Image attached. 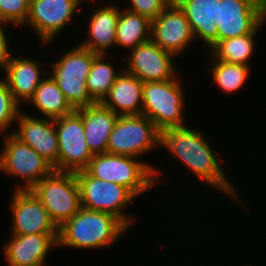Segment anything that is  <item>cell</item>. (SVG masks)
Here are the masks:
<instances>
[{
	"mask_svg": "<svg viewBox=\"0 0 266 266\" xmlns=\"http://www.w3.org/2000/svg\"><path fill=\"white\" fill-rule=\"evenodd\" d=\"M82 2L84 0H31L25 25L29 23L27 26L39 35L43 46H47L69 25Z\"/></svg>",
	"mask_w": 266,
	"mask_h": 266,
	"instance_id": "cell-11",
	"label": "cell"
},
{
	"mask_svg": "<svg viewBox=\"0 0 266 266\" xmlns=\"http://www.w3.org/2000/svg\"><path fill=\"white\" fill-rule=\"evenodd\" d=\"M259 6L263 21L266 22V0H259Z\"/></svg>",
	"mask_w": 266,
	"mask_h": 266,
	"instance_id": "cell-32",
	"label": "cell"
},
{
	"mask_svg": "<svg viewBox=\"0 0 266 266\" xmlns=\"http://www.w3.org/2000/svg\"><path fill=\"white\" fill-rule=\"evenodd\" d=\"M85 171L92 177L126 187L136 197L161 183L156 167L130 156L95 154Z\"/></svg>",
	"mask_w": 266,
	"mask_h": 266,
	"instance_id": "cell-3",
	"label": "cell"
},
{
	"mask_svg": "<svg viewBox=\"0 0 266 266\" xmlns=\"http://www.w3.org/2000/svg\"><path fill=\"white\" fill-rule=\"evenodd\" d=\"M41 68L42 66L35 59L13 55L2 68L5 76L1 78L7 83L14 99L20 105L29 101L40 82L45 78Z\"/></svg>",
	"mask_w": 266,
	"mask_h": 266,
	"instance_id": "cell-18",
	"label": "cell"
},
{
	"mask_svg": "<svg viewBox=\"0 0 266 266\" xmlns=\"http://www.w3.org/2000/svg\"><path fill=\"white\" fill-rule=\"evenodd\" d=\"M121 70L101 104L119 116L142 115L143 82Z\"/></svg>",
	"mask_w": 266,
	"mask_h": 266,
	"instance_id": "cell-22",
	"label": "cell"
},
{
	"mask_svg": "<svg viewBox=\"0 0 266 266\" xmlns=\"http://www.w3.org/2000/svg\"><path fill=\"white\" fill-rule=\"evenodd\" d=\"M60 228L81 208L76 173L53 170L30 189Z\"/></svg>",
	"mask_w": 266,
	"mask_h": 266,
	"instance_id": "cell-5",
	"label": "cell"
},
{
	"mask_svg": "<svg viewBox=\"0 0 266 266\" xmlns=\"http://www.w3.org/2000/svg\"><path fill=\"white\" fill-rule=\"evenodd\" d=\"M183 126L161 132L160 147L179 159L183 165L209 187L217 188L234 201L241 202L236 186L228 181L216 150L203 132ZM190 128V129H189ZM203 133V134H202ZM208 140V141H207ZM215 151V152H214Z\"/></svg>",
	"mask_w": 266,
	"mask_h": 266,
	"instance_id": "cell-1",
	"label": "cell"
},
{
	"mask_svg": "<svg viewBox=\"0 0 266 266\" xmlns=\"http://www.w3.org/2000/svg\"><path fill=\"white\" fill-rule=\"evenodd\" d=\"M58 136V171L77 173L89 165L93 154L89 150L81 114L74 110L68 115L54 119Z\"/></svg>",
	"mask_w": 266,
	"mask_h": 266,
	"instance_id": "cell-10",
	"label": "cell"
},
{
	"mask_svg": "<svg viewBox=\"0 0 266 266\" xmlns=\"http://www.w3.org/2000/svg\"><path fill=\"white\" fill-rule=\"evenodd\" d=\"M21 105L14 99L7 83L0 79V131L3 133L15 125L21 112ZM15 122V124H14ZM0 132V134H2Z\"/></svg>",
	"mask_w": 266,
	"mask_h": 266,
	"instance_id": "cell-28",
	"label": "cell"
},
{
	"mask_svg": "<svg viewBox=\"0 0 266 266\" xmlns=\"http://www.w3.org/2000/svg\"><path fill=\"white\" fill-rule=\"evenodd\" d=\"M263 22L253 33L216 42L209 50L214 60L232 64L248 65L255 49V37L263 27Z\"/></svg>",
	"mask_w": 266,
	"mask_h": 266,
	"instance_id": "cell-25",
	"label": "cell"
},
{
	"mask_svg": "<svg viewBox=\"0 0 266 266\" xmlns=\"http://www.w3.org/2000/svg\"><path fill=\"white\" fill-rule=\"evenodd\" d=\"M16 123L18 129L9 133H13L23 143L35 149L58 171L59 147L54 119L35 118L21 111Z\"/></svg>",
	"mask_w": 266,
	"mask_h": 266,
	"instance_id": "cell-15",
	"label": "cell"
},
{
	"mask_svg": "<svg viewBox=\"0 0 266 266\" xmlns=\"http://www.w3.org/2000/svg\"><path fill=\"white\" fill-rule=\"evenodd\" d=\"M82 208L105 212L118 218L128 229L134 217L124 208L137 198L126 187L90 176L85 170L76 173Z\"/></svg>",
	"mask_w": 266,
	"mask_h": 266,
	"instance_id": "cell-7",
	"label": "cell"
},
{
	"mask_svg": "<svg viewBox=\"0 0 266 266\" xmlns=\"http://www.w3.org/2000/svg\"><path fill=\"white\" fill-rule=\"evenodd\" d=\"M152 21L129 10L120 9L116 25L115 47L134 49L151 37Z\"/></svg>",
	"mask_w": 266,
	"mask_h": 266,
	"instance_id": "cell-24",
	"label": "cell"
},
{
	"mask_svg": "<svg viewBox=\"0 0 266 266\" xmlns=\"http://www.w3.org/2000/svg\"><path fill=\"white\" fill-rule=\"evenodd\" d=\"M173 0H130L131 7L125 9L149 18H157Z\"/></svg>",
	"mask_w": 266,
	"mask_h": 266,
	"instance_id": "cell-30",
	"label": "cell"
},
{
	"mask_svg": "<svg viewBox=\"0 0 266 266\" xmlns=\"http://www.w3.org/2000/svg\"><path fill=\"white\" fill-rule=\"evenodd\" d=\"M82 116L87 146L93 155L107 153L109 136L119 115L101 103L76 109Z\"/></svg>",
	"mask_w": 266,
	"mask_h": 266,
	"instance_id": "cell-21",
	"label": "cell"
},
{
	"mask_svg": "<svg viewBox=\"0 0 266 266\" xmlns=\"http://www.w3.org/2000/svg\"><path fill=\"white\" fill-rule=\"evenodd\" d=\"M31 0H0V20L17 27L25 26Z\"/></svg>",
	"mask_w": 266,
	"mask_h": 266,
	"instance_id": "cell-29",
	"label": "cell"
},
{
	"mask_svg": "<svg viewBox=\"0 0 266 266\" xmlns=\"http://www.w3.org/2000/svg\"><path fill=\"white\" fill-rule=\"evenodd\" d=\"M45 77L36 88L27 103H32L44 118H59L72 113L75 109L66 100L64 93L51 77L50 71H45Z\"/></svg>",
	"mask_w": 266,
	"mask_h": 266,
	"instance_id": "cell-23",
	"label": "cell"
},
{
	"mask_svg": "<svg viewBox=\"0 0 266 266\" xmlns=\"http://www.w3.org/2000/svg\"><path fill=\"white\" fill-rule=\"evenodd\" d=\"M209 57L212 79L219 90L224 93H232L244 86V82L249 77V66L217 61L211 56Z\"/></svg>",
	"mask_w": 266,
	"mask_h": 266,
	"instance_id": "cell-27",
	"label": "cell"
},
{
	"mask_svg": "<svg viewBox=\"0 0 266 266\" xmlns=\"http://www.w3.org/2000/svg\"><path fill=\"white\" fill-rule=\"evenodd\" d=\"M11 235L59 234V228L31 190H13Z\"/></svg>",
	"mask_w": 266,
	"mask_h": 266,
	"instance_id": "cell-13",
	"label": "cell"
},
{
	"mask_svg": "<svg viewBox=\"0 0 266 266\" xmlns=\"http://www.w3.org/2000/svg\"><path fill=\"white\" fill-rule=\"evenodd\" d=\"M150 39L176 57L195 42L190 23L174 0L152 20Z\"/></svg>",
	"mask_w": 266,
	"mask_h": 266,
	"instance_id": "cell-14",
	"label": "cell"
},
{
	"mask_svg": "<svg viewBox=\"0 0 266 266\" xmlns=\"http://www.w3.org/2000/svg\"><path fill=\"white\" fill-rule=\"evenodd\" d=\"M263 22L259 0H220L217 42L253 33Z\"/></svg>",
	"mask_w": 266,
	"mask_h": 266,
	"instance_id": "cell-16",
	"label": "cell"
},
{
	"mask_svg": "<svg viewBox=\"0 0 266 266\" xmlns=\"http://www.w3.org/2000/svg\"><path fill=\"white\" fill-rule=\"evenodd\" d=\"M188 19L195 40L201 39L208 50L217 42L220 0H174ZM198 38V39H196Z\"/></svg>",
	"mask_w": 266,
	"mask_h": 266,
	"instance_id": "cell-19",
	"label": "cell"
},
{
	"mask_svg": "<svg viewBox=\"0 0 266 266\" xmlns=\"http://www.w3.org/2000/svg\"><path fill=\"white\" fill-rule=\"evenodd\" d=\"M59 234L11 235L3 245L8 266H45L47 253L58 247Z\"/></svg>",
	"mask_w": 266,
	"mask_h": 266,
	"instance_id": "cell-17",
	"label": "cell"
},
{
	"mask_svg": "<svg viewBox=\"0 0 266 266\" xmlns=\"http://www.w3.org/2000/svg\"><path fill=\"white\" fill-rule=\"evenodd\" d=\"M127 230L115 216L81 207L59 228L58 247L106 249L126 235Z\"/></svg>",
	"mask_w": 266,
	"mask_h": 266,
	"instance_id": "cell-2",
	"label": "cell"
},
{
	"mask_svg": "<svg viewBox=\"0 0 266 266\" xmlns=\"http://www.w3.org/2000/svg\"><path fill=\"white\" fill-rule=\"evenodd\" d=\"M76 46L50 64L51 77L75 110L95 104L87 91L86 79L97 55L79 45Z\"/></svg>",
	"mask_w": 266,
	"mask_h": 266,
	"instance_id": "cell-6",
	"label": "cell"
},
{
	"mask_svg": "<svg viewBox=\"0 0 266 266\" xmlns=\"http://www.w3.org/2000/svg\"><path fill=\"white\" fill-rule=\"evenodd\" d=\"M142 115L148 117L162 132L186 126L185 94L182 83L175 79L143 83Z\"/></svg>",
	"mask_w": 266,
	"mask_h": 266,
	"instance_id": "cell-4",
	"label": "cell"
},
{
	"mask_svg": "<svg viewBox=\"0 0 266 266\" xmlns=\"http://www.w3.org/2000/svg\"><path fill=\"white\" fill-rule=\"evenodd\" d=\"M161 132L145 115L119 116L107 144V153L140 158L160 147Z\"/></svg>",
	"mask_w": 266,
	"mask_h": 266,
	"instance_id": "cell-8",
	"label": "cell"
},
{
	"mask_svg": "<svg viewBox=\"0 0 266 266\" xmlns=\"http://www.w3.org/2000/svg\"><path fill=\"white\" fill-rule=\"evenodd\" d=\"M106 54H97L87 75L86 88L95 103H101L108 95L116 77L120 74L113 64L106 62Z\"/></svg>",
	"mask_w": 266,
	"mask_h": 266,
	"instance_id": "cell-26",
	"label": "cell"
},
{
	"mask_svg": "<svg viewBox=\"0 0 266 266\" xmlns=\"http://www.w3.org/2000/svg\"><path fill=\"white\" fill-rule=\"evenodd\" d=\"M5 25H9L7 22H3L0 20V68L5 66L6 62L10 59L12 56V53H10V45H9V39L8 35L6 33V27Z\"/></svg>",
	"mask_w": 266,
	"mask_h": 266,
	"instance_id": "cell-31",
	"label": "cell"
},
{
	"mask_svg": "<svg viewBox=\"0 0 266 266\" xmlns=\"http://www.w3.org/2000/svg\"><path fill=\"white\" fill-rule=\"evenodd\" d=\"M3 141L0 172L19 177L25 183L17 184L14 190H30L54 170L35 149L23 143L13 133H6Z\"/></svg>",
	"mask_w": 266,
	"mask_h": 266,
	"instance_id": "cell-9",
	"label": "cell"
},
{
	"mask_svg": "<svg viewBox=\"0 0 266 266\" xmlns=\"http://www.w3.org/2000/svg\"><path fill=\"white\" fill-rule=\"evenodd\" d=\"M120 8L113 3H108L93 9L86 30L89 36L79 46L97 54L109 52L108 49L115 46L116 25Z\"/></svg>",
	"mask_w": 266,
	"mask_h": 266,
	"instance_id": "cell-20",
	"label": "cell"
},
{
	"mask_svg": "<svg viewBox=\"0 0 266 266\" xmlns=\"http://www.w3.org/2000/svg\"><path fill=\"white\" fill-rule=\"evenodd\" d=\"M175 55L163 50L151 39L130 50L127 58V73L136 76L143 83L175 79L177 74ZM175 64V65H174Z\"/></svg>",
	"mask_w": 266,
	"mask_h": 266,
	"instance_id": "cell-12",
	"label": "cell"
}]
</instances>
